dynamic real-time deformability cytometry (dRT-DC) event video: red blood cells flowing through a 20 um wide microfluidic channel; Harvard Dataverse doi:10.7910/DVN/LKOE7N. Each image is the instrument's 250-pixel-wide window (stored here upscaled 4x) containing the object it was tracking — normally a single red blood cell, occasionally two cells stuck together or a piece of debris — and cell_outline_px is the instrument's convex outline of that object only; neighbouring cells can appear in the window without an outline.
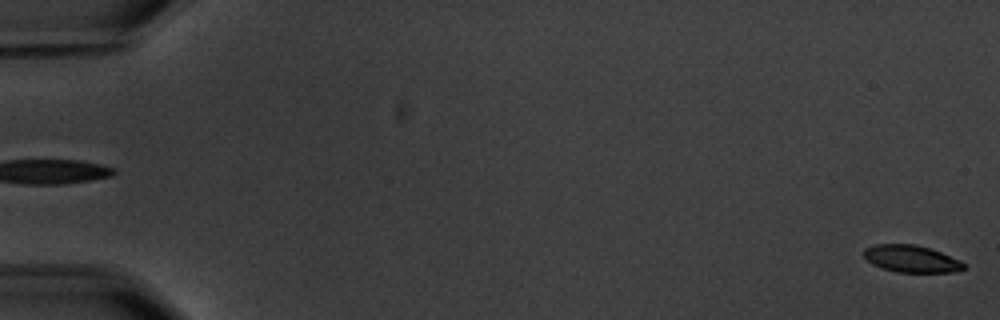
{"species": "common noctule bat (a hibernating species)", "species_latin": "Nyctalus noctula", "temperature_condition": "warm", "stored_images_in_passage": 5, "segment_of_instrument_passage": [2, 2], "camera_frame_rate_fps": 3000, "um_per_image_px": 0.085, "animal": {"sex": "male", "body_mass_g": 20.1, "forearm_length_mm": 53.5}, "frame": {"image": 1, "passage_image": 5, "time_ms": 4.667, "image_size_px": [1000, 320], "cell_outline_px": [[968, 268], [952, 272], [896, 272], [880, 268], [872, 264], [860, 252], [864, 248], [876, 244], [916, 244], [940, 252], [960, 260]], "centroid_in_image_um": [77.42, 22.0], "position_along_channel_um": 7.6, "area_um2": 15.9}}